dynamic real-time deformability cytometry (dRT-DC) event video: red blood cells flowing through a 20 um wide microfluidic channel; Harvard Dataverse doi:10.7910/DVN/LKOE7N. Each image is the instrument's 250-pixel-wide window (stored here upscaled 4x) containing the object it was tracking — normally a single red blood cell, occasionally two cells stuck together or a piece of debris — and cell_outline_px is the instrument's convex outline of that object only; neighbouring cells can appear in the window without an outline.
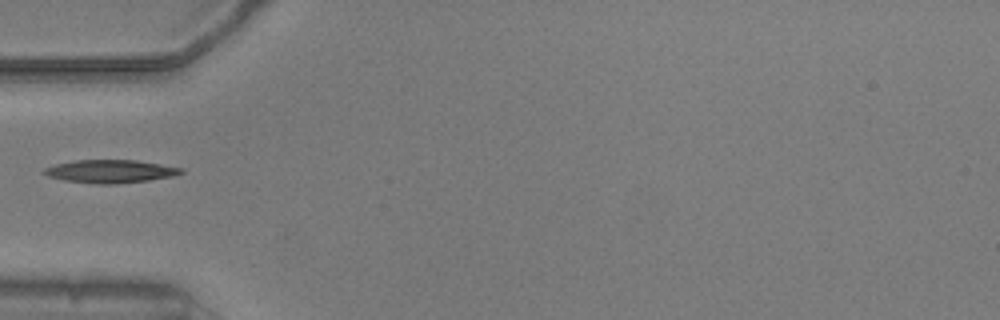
{"species": "common noctule bat (a hibernating species)", "species_latin": "Nyctalus noctula", "temperature_condition": "warm", "stored_images_in_passage": 37, "camera_frame_rate_fps": 3000, "um_per_image_px": 0.085, "animal": {"sex": "male", "body_mass_g": 20.5, "forearm_length_mm": 52.5}, "frame": {"image": 1, "passage_image": 1, "time_ms": 0.0, "image_size_px": [1000, 320], "cell_outline_px": [[184, 172], [172, 176], [148, 180], [116, 184], [96, 184], [64, 180], [48, 176], [40, 172], [44, 168], [56, 164], [72, 160], [136, 160], [184, 168]], "centroid_in_image_um": [9.35, 14.56], "position_along_channel_um": 75.7, "area_um2": 18.44}}
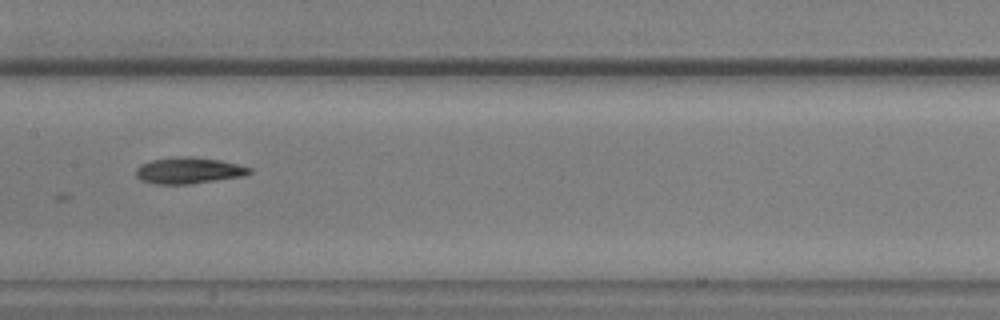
{"frame": {"image": 2, "passage_image": 10, "time_ms": 3.0, "image_size_px": [1000, 320], "cell_outline_px": [[252, 172], [244, 176], [188, 184], [156, 184], [140, 180], [136, 176], [136, 168], [140, 164], [152, 160], [168, 156], [192, 156], [220, 160], [252, 168]], "centroid_in_image_um": [16.0, 14.48], "position_along_channel_um": 191.4, "area_um2": 17.57}}
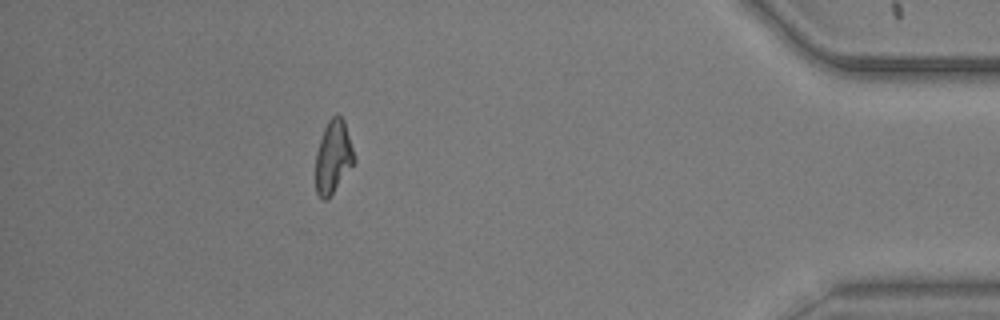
{"frame": {"image": 3, "passage_image": 31, "time_ms": 10.0, "image_size_px": [1000, 320], "cell_outline_px": [[356, 160], [328, 200], [320, 200], [316, 192], [316, 152], [324, 128], [328, 120], [336, 112], [344, 120]], "centroid_in_image_um": [28.31, 13.35], "position_along_channel_um": 406.9, "area_um2": 16.42}}